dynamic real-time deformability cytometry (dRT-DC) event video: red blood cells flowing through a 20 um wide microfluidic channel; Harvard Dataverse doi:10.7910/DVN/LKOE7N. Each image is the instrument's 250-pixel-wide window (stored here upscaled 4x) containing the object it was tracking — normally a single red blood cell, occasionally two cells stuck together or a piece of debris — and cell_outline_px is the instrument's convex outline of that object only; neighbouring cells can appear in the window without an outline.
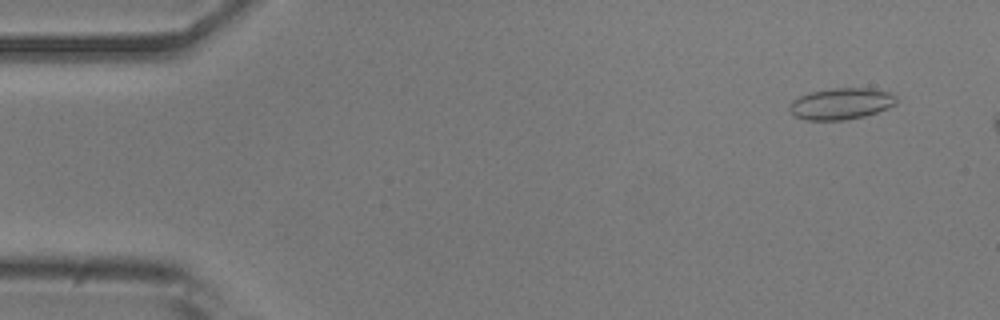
{"species": "common noctule bat (a hibernating species)", "species_latin": "Nyctalus noctula", "temperature_condition": "room temperature", "stored_images_in_passage": 7, "camera_frame_rate_fps": 3000, "um_per_image_px": 0.085, "animal": {"sex": "male", "body_mass_g": 20.5, "forearm_length_mm": 52.5}, "frame": {"image": 1, "passage_image": 1, "time_ms": 0.0, "image_size_px": [1000, 320], "cell_outline_px": [[896, 104], [888, 108], [864, 116], [844, 120], [804, 120], [796, 116], [788, 108], [792, 100], [800, 96], [812, 92], [832, 88], [868, 88], [892, 92], [896, 96]], "centroid_in_image_um": [71.51, 8.81], "position_along_channel_um": 13.5, "area_um2": 19.54}}